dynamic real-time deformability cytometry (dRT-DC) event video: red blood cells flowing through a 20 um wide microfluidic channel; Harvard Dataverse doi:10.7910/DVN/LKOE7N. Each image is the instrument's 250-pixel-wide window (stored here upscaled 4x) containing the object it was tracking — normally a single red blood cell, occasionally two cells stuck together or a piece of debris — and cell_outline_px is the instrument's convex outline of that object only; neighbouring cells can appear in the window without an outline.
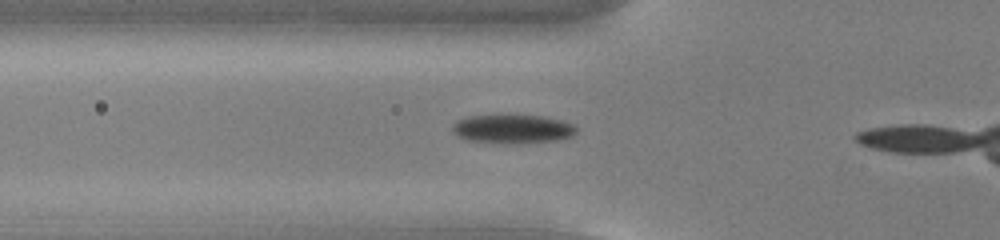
{"species": "common noctule bat (a hibernating species)", "species_latin": "Nyctalus noctula", "temperature_condition": "cold", "stored_images_in_passage": 4, "camera_frame_rate_fps": 3000, "um_per_image_px": 0.085, "animal": {"sex": "male", "body_mass_g": 13.0, "forearm_length_mm": 53.1}, "frame": {"image": 1, "passage_image": 2, "time_ms": 0.333, "image_size_px": [1000, 240], "cell_outline_px": [[576, 132], [572, 136], [556, 140], [464, 140], [456, 136], [452, 132], [452, 124], [456, 120], [468, 116], [544, 116], [564, 120], [572, 124], [576, 128]], "centroid_in_image_um": [43.54, 10.9], "position_along_channel_um": 82.3, "area_um2": 19.54}}